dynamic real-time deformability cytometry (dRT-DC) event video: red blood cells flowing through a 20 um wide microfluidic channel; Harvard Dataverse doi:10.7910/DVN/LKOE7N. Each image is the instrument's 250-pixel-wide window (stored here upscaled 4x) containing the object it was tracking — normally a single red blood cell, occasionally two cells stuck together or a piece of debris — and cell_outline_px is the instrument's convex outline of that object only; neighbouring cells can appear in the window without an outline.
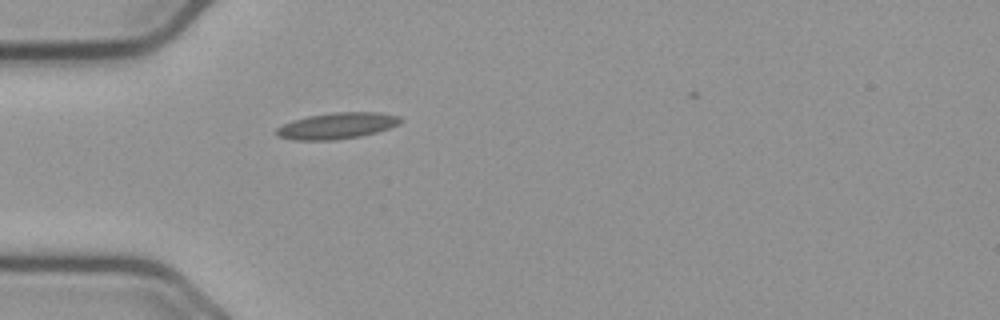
{"species": "common noctule bat (a hibernating species)", "species_latin": "Nyctalus noctula", "temperature_condition": "cold", "stored_images_in_passage": 34, "camera_frame_rate_fps": 3000, "um_per_image_px": 0.085, "animal": {"sex": "male", "body_mass_g": 23.1, "forearm_length_mm": 52.7}, "frame": {"image": 1, "passage_image": 1, "time_ms": 0.0, "image_size_px": [1000, 320], "cell_outline_px": [[404, 120], [400, 124], [376, 132], [360, 136], [336, 140], [296, 140], [280, 136], [276, 132], [276, 128], [292, 120], [308, 116], [332, 112], [380, 112], [400, 116]], "centroid_in_image_um": [28.69, 10.68], "position_along_channel_um": 56.3, "area_um2": 18.96}}
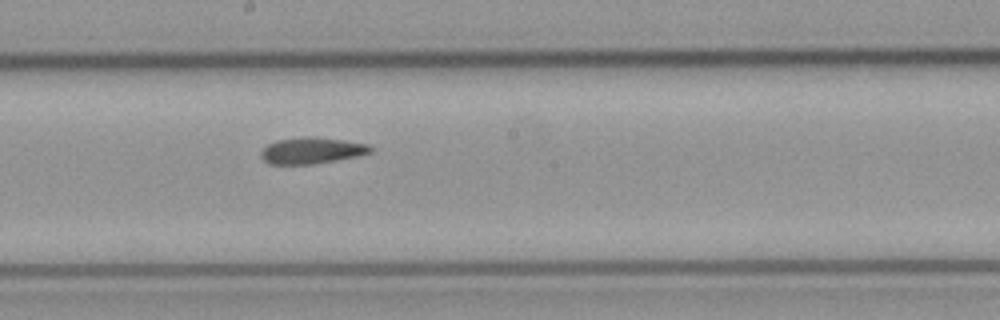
{"frame": {"image": 2, "passage_image": 15, "time_ms": 4.667, "image_size_px": [1000, 320], "cell_outline_px": [[372, 152], [360, 156], [312, 164], [268, 164], [260, 156], [260, 152], [268, 144], [276, 140], [304, 136], [312, 136], [344, 140], [368, 144], [372, 148]], "centroid_in_image_um": [26.5, 12.79], "position_along_channel_um": 221.7, "area_um2": 16.94}}
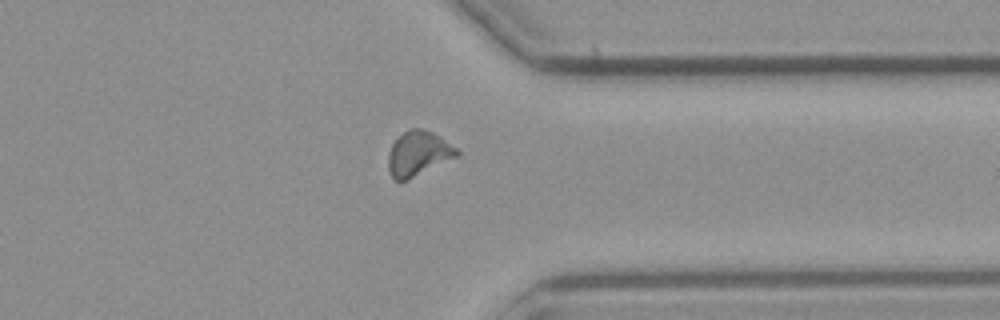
{"frame": {"image": 3, "passage_image": 28, "time_ms": 9.0, "image_size_px": [1000, 320], "cell_outline_px": [[460, 156], [408, 180], [396, 180], [388, 172], [388, 152], [392, 144], [408, 128], [424, 128], [440, 136], [456, 148], [460, 152]], "centroid_in_image_um": [35.57, 13.05], "position_along_channel_um": 375.8, "area_um2": 18.09}}